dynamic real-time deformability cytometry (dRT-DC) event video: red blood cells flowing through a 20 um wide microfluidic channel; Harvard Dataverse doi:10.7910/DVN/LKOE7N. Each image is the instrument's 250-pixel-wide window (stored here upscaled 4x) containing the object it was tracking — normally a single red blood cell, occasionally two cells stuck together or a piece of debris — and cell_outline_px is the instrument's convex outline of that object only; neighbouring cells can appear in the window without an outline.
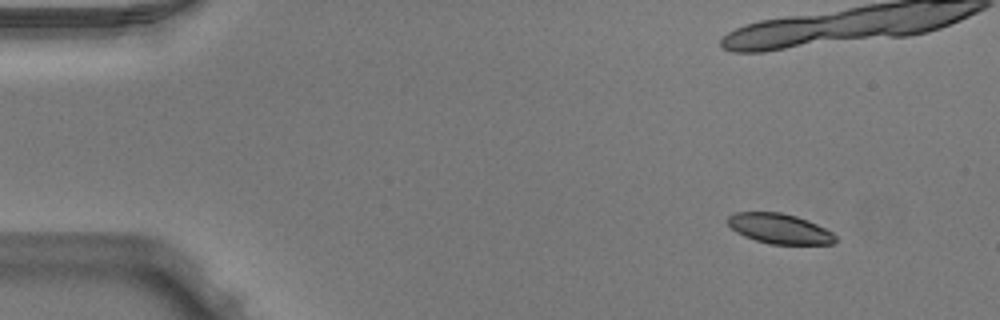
{"species": "Egyptian fruit bat (a non-hibernating species)", "species_latin": "Rousettus aegyptiacus", "temperature_condition": "warm", "stored_images_in_passage": 15, "camera_frame_rate_fps": 3000, "um_per_image_px": 0.085, "animal": {"sex": "male"}, "frame": {"image": 1, "passage_image": 5, "time_ms": 1.333, "image_size_px": [1000, 320], "cell_outline_px": [[836, 240], [832, 244], [768, 244], [744, 236], [736, 232], [728, 224], [728, 216], [736, 212], [780, 212], [796, 216], [808, 220], [832, 232], [836, 236]], "centroid_in_image_um": [66.25, 19.43], "position_along_channel_um": 18.7, "area_um2": 18.79}}